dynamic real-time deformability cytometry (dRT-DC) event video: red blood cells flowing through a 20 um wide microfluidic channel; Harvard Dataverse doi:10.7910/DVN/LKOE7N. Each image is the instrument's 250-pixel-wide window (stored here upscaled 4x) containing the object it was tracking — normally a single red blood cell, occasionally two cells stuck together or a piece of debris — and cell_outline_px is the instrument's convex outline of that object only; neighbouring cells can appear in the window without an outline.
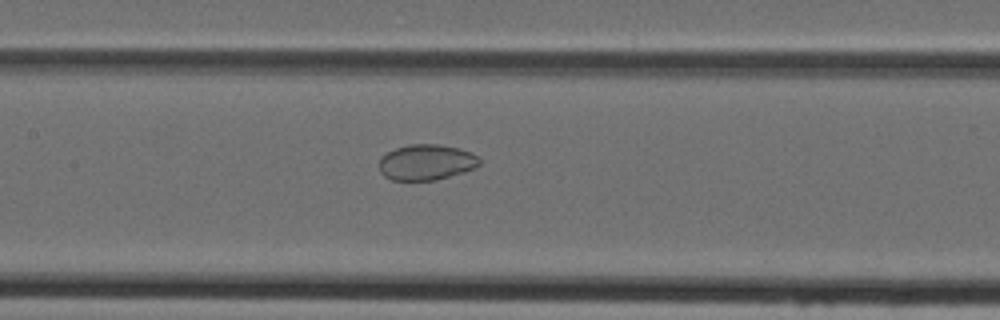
{"species": "Egyptian fruit bat (a non-hibernating species)", "species_latin": "Rousettus aegyptiacus", "temperature_condition": "cold", "stored_images_in_passage": 43, "camera_frame_rate_fps": 3000, "um_per_image_px": 0.085, "animal": {"sex": "female"}, "frame": {"image": 1, "passage_image": 18, "time_ms": 5.667, "image_size_px": [1000, 320], "cell_outline_px": [[480, 164], [464, 172], [436, 180], [392, 180], [384, 176], [380, 172], [380, 156], [396, 148], [408, 144], [436, 144], [460, 148], [472, 152], [480, 160]], "centroid_in_image_um": [36.23, 13.79], "position_along_channel_um": 171.2, "area_um2": 20.87}}
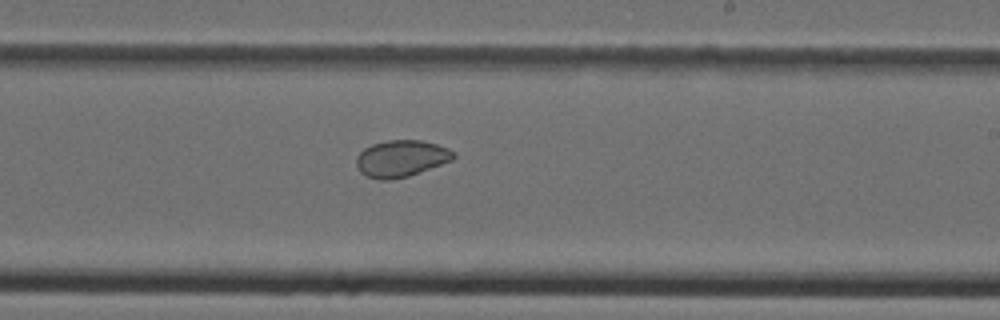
{"frame": {"image": 2, "passage_image": 24, "time_ms": 7.667, "image_size_px": [1000, 320], "cell_outline_px": [[456, 156], [452, 160], [420, 172], [408, 176], [388, 180], [380, 180], [368, 176], [360, 172], [356, 164], [356, 156], [364, 148], [372, 144], [388, 140], [420, 140], [436, 144], [448, 148], [456, 152]], "centroid_in_image_um": [34.1, 13.46], "position_along_channel_um": 254.9, "area_um2": 20.75}}
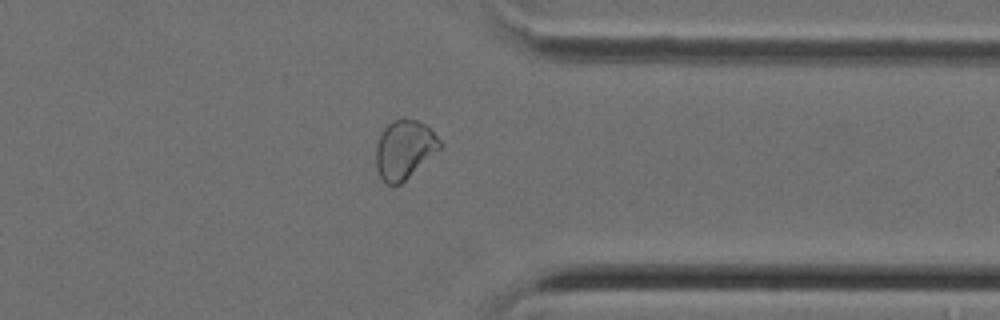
{"frame": {"image": 3, "passage_image": 33, "time_ms": 10.667, "image_size_px": [1000, 320], "cell_outline_px": [[444, 144], [440, 148], [400, 184], [388, 184], [380, 176], [376, 168], [376, 144], [384, 128], [392, 120], [404, 116], [416, 120], [424, 124]], "centroid_in_image_um": [34.35, 12.66], "position_along_channel_um": 377.1, "area_um2": 21.62}}